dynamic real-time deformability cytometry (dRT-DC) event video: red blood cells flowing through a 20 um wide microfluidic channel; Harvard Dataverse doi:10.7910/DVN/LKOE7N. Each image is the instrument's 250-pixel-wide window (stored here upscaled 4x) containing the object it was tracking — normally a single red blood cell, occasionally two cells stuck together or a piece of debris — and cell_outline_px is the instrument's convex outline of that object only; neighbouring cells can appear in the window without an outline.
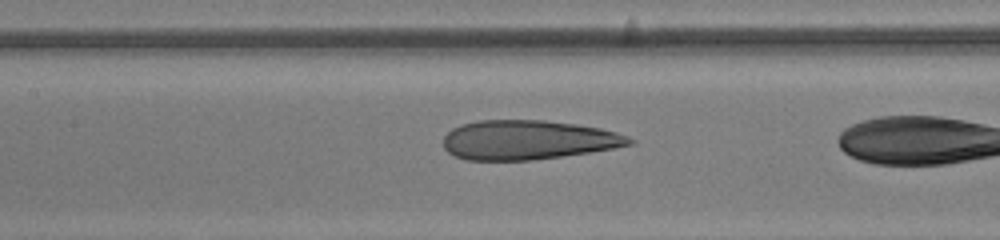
{"species": "human", "species_latin": "Homo sapiens", "temperature_condition": "room temperature", "stored_images_in_passage": 38, "camera_frame_rate_fps": 3000, "um_per_image_px": 0.085, "donor": {"sex": "male"}, "frame": {"image": 1, "passage_image": 28, "time_ms": 9.0, "image_size_px": [1000, 240], "cell_outline_px": [[636, 144], [588, 152], [532, 160], [464, 160], [452, 156], [444, 148], [444, 136], [452, 128], [460, 124], [480, 120], [544, 120], [576, 124], [600, 128], [616, 132], [628, 136], [636, 140]], "centroid_in_image_um": [44.86, 11.89], "position_along_channel_um": 162.5, "area_um2": 42.83}}
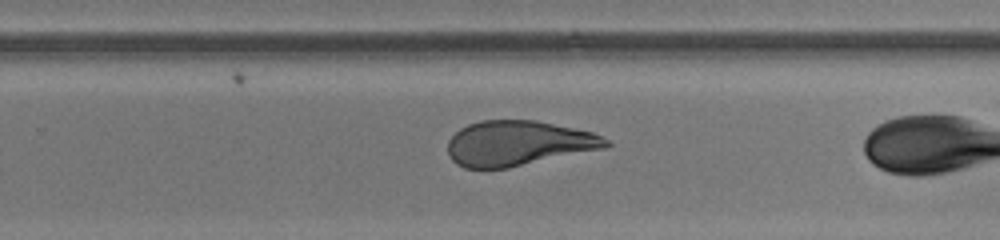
{"frame": {"image": 2, "passage_image": 37, "time_ms": 12.0, "image_size_px": [1000, 240], "cell_outline_px": [[612, 144], [608, 148], [508, 168], [464, 168], [456, 164], [448, 156], [448, 140], [460, 128], [468, 124], [480, 120], [536, 120], [592, 132], [608, 140]], "centroid_in_image_um": [44.05, 12.18], "position_along_channel_um": 285.7, "area_um2": 41.79}}